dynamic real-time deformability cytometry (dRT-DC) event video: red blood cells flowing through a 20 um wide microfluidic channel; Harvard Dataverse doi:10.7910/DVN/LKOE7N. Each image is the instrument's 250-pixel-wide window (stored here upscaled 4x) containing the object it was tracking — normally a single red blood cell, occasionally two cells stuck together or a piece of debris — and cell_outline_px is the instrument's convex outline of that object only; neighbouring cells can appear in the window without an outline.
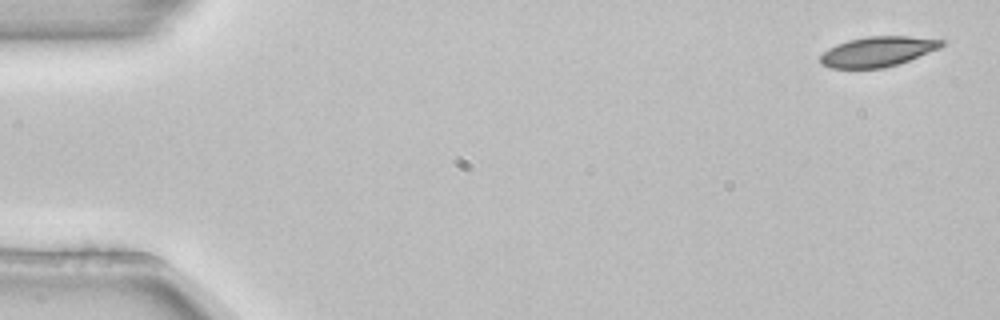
{"species": "common noctule bat (a hibernating species)", "species_latin": "Nyctalus noctula", "temperature_condition": "room temperature", "stored_images_in_passage": 6, "camera_frame_rate_fps": 3000, "um_per_image_px": 0.085, "animal": {"sex": "female", "body_mass_g": 22.7, "forearm_length_mm": 54.2}, "frame": {"image": 1, "passage_image": 1, "time_ms": 0.0, "image_size_px": [1000, 320], "cell_outline_px": [[944, 44], [940, 48], [908, 60], [884, 68], [832, 68], [820, 64], [820, 56], [828, 48], [836, 44], [848, 40], [868, 36], [908, 36], [944, 40]], "centroid_in_image_um": [74.58, 4.38], "position_along_channel_um": 10.4, "area_um2": 21.1}}
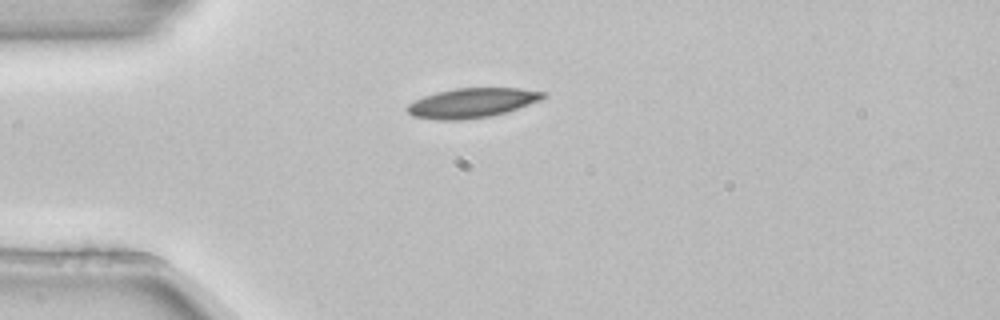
{"frame": {"image": 2, "passage_image": 4, "time_ms": 1.0, "image_size_px": [1000, 320], "cell_outline_px": [[548, 96], [540, 100], [504, 112], [488, 116], [460, 120], [436, 120], [412, 116], [404, 108], [408, 104], [424, 96], [436, 92], [456, 88], [520, 88], [548, 92]], "centroid_in_image_um": [40.1, 8.74], "position_along_channel_um": 44.9, "area_um2": 23.35}}